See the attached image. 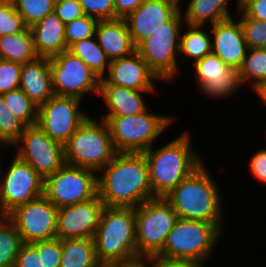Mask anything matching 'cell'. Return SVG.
<instances>
[{"label": "cell", "instance_id": "6da1fadb", "mask_svg": "<svg viewBox=\"0 0 266 267\" xmlns=\"http://www.w3.org/2000/svg\"><path fill=\"white\" fill-rule=\"evenodd\" d=\"M207 164L204 161L164 198L173 207L178 218L211 222L224 234L228 218L224 207L226 198L222 194V184L215 178L212 170L209 171L210 166Z\"/></svg>", "mask_w": 266, "mask_h": 267}, {"label": "cell", "instance_id": "7a4b0ae2", "mask_svg": "<svg viewBox=\"0 0 266 267\" xmlns=\"http://www.w3.org/2000/svg\"><path fill=\"white\" fill-rule=\"evenodd\" d=\"M97 188L106 207L135 208L155 198L144 153L117 152L97 174Z\"/></svg>", "mask_w": 266, "mask_h": 267}, {"label": "cell", "instance_id": "3957f363", "mask_svg": "<svg viewBox=\"0 0 266 267\" xmlns=\"http://www.w3.org/2000/svg\"><path fill=\"white\" fill-rule=\"evenodd\" d=\"M191 130L160 144L157 142L144 153L147 159L151 189L155 197H165L185 177L189 176L204 161L203 154L195 149ZM159 145V146H158ZM199 150V151H198Z\"/></svg>", "mask_w": 266, "mask_h": 267}, {"label": "cell", "instance_id": "277c9868", "mask_svg": "<svg viewBox=\"0 0 266 267\" xmlns=\"http://www.w3.org/2000/svg\"><path fill=\"white\" fill-rule=\"evenodd\" d=\"M152 108L150 105L144 112L133 116H97L107 123L116 152L143 153L178 122L177 113L172 115L164 111V114Z\"/></svg>", "mask_w": 266, "mask_h": 267}, {"label": "cell", "instance_id": "5b68a950", "mask_svg": "<svg viewBox=\"0 0 266 267\" xmlns=\"http://www.w3.org/2000/svg\"><path fill=\"white\" fill-rule=\"evenodd\" d=\"M94 242L102 266L137 257L134 208L105 206Z\"/></svg>", "mask_w": 266, "mask_h": 267}, {"label": "cell", "instance_id": "8992f818", "mask_svg": "<svg viewBox=\"0 0 266 267\" xmlns=\"http://www.w3.org/2000/svg\"><path fill=\"white\" fill-rule=\"evenodd\" d=\"M223 234L213 223L178 218L158 254L171 259H187L208 266L222 242Z\"/></svg>", "mask_w": 266, "mask_h": 267}, {"label": "cell", "instance_id": "52a82bcc", "mask_svg": "<svg viewBox=\"0 0 266 267\" xmlns=\"http://www.w3.org/2000/svg\"><path fill=\"white\" fill-rule=\"evenodd\" d=\"M64 153L67 165L90 169L98 174L117 152L107 123L91 115L69 137Z\"/></svg>", "mask_w": 266, "mask_h": 267}, {"label": "cell", "instance_id": "ba28073f", "mask_svg": "<svg viewBox=\"0 0 266 267\" xmlns=\"http://www.w3.org/2000/svg\"><path fill=\"white\" fill-rule=\"evenodd\" d=\"M185 21L181 10L167 22V27L146 38L136 51L142 56L148 67L156 74L163 84H172L178 77H182L180 66V33ZM182 70V71H181ZM181 71V72H180Z\"/></svg>", "mask_w": 266, "mask_h": 267}, {"label": "cell", "instance_id": "9c48e42d", "mask_svg": "<svg viewBox=\"0 0 266 267\" xmlns=\"http://www.w3.org/2000/svg\"><path fill=\"white\" fill-rule=\"evenodd\" d=\"M135 236L138 256L158 255L168 233L178 219L164 197H155L134 208Z\"/></svg>", "mask_w": 266, "mask_h": 267}, {"label": "cell", "instance_id": "30bf717a", "mask_svg": "<svg viewBox=\"0 0 266 267\" xmlns=\"http://www.w3.org/2000/svg\"><path fill=\"white\" fill-rule=\"evenodd\" d=\"M9 156L12 157L7 162L0 154V216L44 195V178L14 153Z\"/></svg>", "mask_w": 266, "mask_h": 267}, {"label": "cell", "instance_id": "8fae6325", "mask_svg": "<svg viewBox=\"0 0 266 267\" xmlns=\"http://www.w3.org/2000/svg\"><path fill=\"white\" fill-rule=\"evenodd\" d=\"M49 64L54 95L75 97L82 101H86L88 95H92V100L93 95L98 98L101 78L80 58L66 50L50 58Z\"/></svg>", "mask_w": 266, "mask_h": 267}, {"label": "cell", "instance_id": "7c38bea8", "mask_svg": "<svg viewBox=\"0 0 266 267\" xmlns=\"http://www.w3.org/2000/svg\"><path fill=\"white\" fill-rule=\"evenodd\" d=\"M98 194L97 173L65 164L44 179V196L58 209L82 203Z\"/></svg>", "mask_w": 266, "mask_h": 267}, {"label": "cell", "instance_id": "4fadbf2b", "mask_svg": "<svg viewBox=\"0 0 266 267\" xmlns=\"http://www.w3.org/2000/svg\"><path fill=\"white\" fill-rule=\"evenodd\" d=\"M192 79L202 96L210 101H215L217 104L219 100L225 101L229 98H236L245 89L242 83L239 70L228 67L218 55L213 52L207 54L201 60L196 61L191 67ZM193 73V74H192ZM240 90V91H239ZM240 92V93H239ZM238 94V95H237ZM218 99V100H217ZM217 102V103H216Z\"/></svg>", "mask_w": 266, "mask_h": 267}, {"label": "cell", "instance_id": "5bb4252c", "mask_svg": "<svg viewBox=\"0 0 266 267\" xmlns=\"http://www.w3.org/2000/svg\"><path fill=\"white\" fill-rule=\"evenodd\" d=\"M83 102L75 97L53 95L38 108L36 125L64 146L77 128L93 115L87 112Z\"/></svg>", "mask_w": 266, "mask_h": 267}, {"label": "cell", "instance_id": "9a60e30c", "mask_svg": "<svg viewBox=\"0 0 266 267\" xmlns=\"http://www.w3.org/2000/svg\"><path fill=\"white\" fill-rule=\"evenodd\" d=\"M11 149L44 179L66 164L64 146L51 139L37 125L27 126L8 151Z\"/></svg>", "mask_w": 266, "mask_h": 267}, {"label": "cell", "instance_id": "2e32d148", "mask_svg": "<svg viewBox=\"0 0 266 267\" xmlns=\"http://www.w3.org/2000/svg\"><path fill=\"white\" fill-rule=\"evenodd\" d=\"M7 217L25 244L57 237L58 208L44 195L16 207Z\"/></svg>", "mask_w": 266, "mask_h": 267}, {"label": "cell", "instance_id": "e0dca14e", "mask_svg": "<svg viewBox=\"0 0 266 267\" xmlns=\"http://www.w3.org/2000/svg\"><path fill=\"white\" fill-rule=\"evenodd\" d=\"M104 207L97 194L88 201L59 208L57 238H94Z\"/></svg>", "mask_w": 266, "mask_h": 267}, {"label": "cell", "instance_id": "ac0fdd59", "mask_svg": "<svg viewBox=\"0 0 266 267\" xmlns=\"http://www.w3.org/2000/svg\"><path fill=\"white\" fill-rule=\"evenodd\" d=\"M162 81L148 67L142 56L134 51L131 55L110 61L107 73L100 85H116L139 91H158Z\"/></svg>", "mask_w": 266, "mask_h": 267}, {"label": "cell", "instance_id": "d6986e66", "mask_svg": "<svg viewBox=\"0 0 266 267\" xmlns=\"http://www.w3.org/2000/svg\"><path fill=\"white\" fill-rule=\"evenodd\" d=\"M180 10L164 0H146L125 18L133 45L137 47L146 38L169 22Z\"/></svg>", "mask_w": 266, "mask_h": 267}, {"label": "cell", "instance_id": "ffe728a7", "mask_svg": "<svg viewBox=\"0 0 266 267\" xmlns=\"http://www.w3.org/2000/svg\"><path fill=\"white\" fill-rule=\"evenodd\" d=\"M212 38V52L230 68L239 69L248 51L239 18L219 21L209 26Z\"/></svg>", "mask_w": 266, "mask_h": 267}, {"label": "cell", "instance_id": "44dd1931", "mask_svg": "<svg viewBox=\"0 0 266 267\" xmlns=\"http://www.w3.org/2000/svg\"><path fill=\"white\" fill-rule=\"evenodd\" d=\"M157 97L159 91H139L116 85H100L98 97L103 101L99 117L133 116L144 112L150 105L148 95ZM147 96V97H146ZM146 99V100H145ZM105 105V107H104ZM106 109V110H104ZM106 111V112H105ZM102 115H101V114Z\"/></svg>", "mask_w": 266, "mask_h": 267}, {"label": "cell", "instance_id": "7402d4cb", "mask_svg": "<svg viewBox=\"0 0 266 267\" xmlns=\"http://www.w3.org/2000/svg\"><path fill=\"white\" fill-rule=\"evenodd\" d=\"M19 88L40 107L53 95L49 59L38 57L21 67Z\"/></svg>", "mask_w": 266, "mask_h": 267}, {"label": "cell", "instance_id": "603a6c76", "mask_svg": "<svg viewBox=\"0 0 266 267\" xmlns=\"http://www.w3.org/2000/svg\"><path fill=\"white\" fill-rule=\"evenodd\" d=\"M95 38L110 61L136 51L125 19L99 20Z\"/></svg>", "mask_w": 266, "mask_h": 267}, {"label": "cell", "instance_id": "cb8c5ba5", "mask_svg": "<svg viewBox=\"0 0 266 267\" xmlns=\"http://www.w3.org/2000/svg\"><path fill=\"white\" fill-rule=\"evenodd\" d=\"M30 28L38 57L50 59L68 50L65 39V23L54 11Z\"/></svg>", "mask_w": 266, "mask_h": 267}, {"label": "cell", "instance_id": "d4e9b609", "mask_svg": "<svg viewBox=\"0 0 266 267\" xmlns=\"http://www.w3.org/2000/svg\"><path fill=\"white\" fill-rule=\"evenodd\" d=\"M232 8V0H187L181 12L186 24L210 26L235 16Z\"/></svg>", "mask_w": 266, "mask_h": 267}, {"label": "cell", "instance_id": "484cf974", "mask_svg": "<svg viewBox=\"0 0 266 267\" xmlns=\"http://www.w3.org/2000/svg\"><path fill=\"white\" fill-rule=\"evenodd\" d=\"M210 53H212V38L209 26L185 23L180 33L179 61H181V68L186 65L184 64L186 62L182 61L184 58L188 62L187 65L191 66Z\"/></svg>", "mask_w": 266, "mask_h": 267}, {"label": "cell", "instance_id": "4316f807", "mask_svg": "<svg viewBox=\"0 0 266 267\" xmlns=\"http://www.w3.org/2000/svg\"><path fill=\"white\" fill-rule=\"evenodd\" d=\"M60 267H103L96 256L94 238L61 240Z\"/></svg>", "mask_w": 266, "mask_h": 267}, {"label": "cell", "instance_id": "83f0119b", "mask_svg": "<svg viewBox=\"0 0 266 267\" xmlns=\"http://www.w3.org/2000/svg\"><path fill=\"white\" fill-rule=\"evenodd\" d=\"M38 58L32 30L0 36V59L25 64Z\"/></svg>", "mask_w": 266, "mask_h": 267}, {"label": "cell", "instance_id": "f1b7e54d", "mask_svg": "<svg viewBox=\"0 0 266 267\" xmlns=\"http://www.w3.org/2000/svg\"><path fill=\"white\" fill-rule=\"evenodd\" d=\"M68 51L80 58L99 78L107 73L110 60L95 36L72 44Z\"/></svg>", "mask_w": 266, "mask_h": 267}, {"label": "cell", "instance_id": "f546056e", "mask_svg": "<svg viewBox=\"0 0 266 267\" xmlns=\"http://www.w3.org/2000/svg\"><path fill=\"white\" fill-rule=\"evenodd\" d=\"M23 244L15 224L7 216H0V267H15Z\"/></svg>", "mask_w": 266, "mask_h": 267}, {"label": "cell", "instance_id": "4dcf8cb0", "mask_svg": "<svg viewBox=\"0 0 266 267\" xmlns=\"http://www.w3.org/2000/svg\"><path fill=\"white\" fill-rule=\"evenodd\" d=\"M245 89L266 80V48H249L238 69Z\"/></svg>", "mask_w": 266, "mask_h": 267}, {"label": "cell", "instance_id": "1f68e13d", "mask_svg": "<svg viewBox=\"0 0 266 267\" xmlns=\"http://www.w3.org/2000/svg\"><path fill=\"white\" fill-rule=\"evenodd\" d=\"M7 109L26 126L37 123L38 107L20 89L2 94Z\"/></svg>", "mask_w": 266, "mask_h": 267}, {"label": "cell", "instance_id": "d6a6232c", "mask_svg": "<svg viewBox=\"0 0 266 267\" xmlns=\"http://www.w3.org/2000/svg\"><path fill=\"white\" fill-rule=\"evenodd\" d=\"M26 127L22 121L7 109L3 96L0 94V146L3 149H10L20 138Z\"/></svg>", "mask_w": 266, "mask_h": 267}, {"label": "cell", "instance_id": "836d02e7", "mask_svg": "<svg viewBox=\"0 0 266 267\" xmlns=\"http://www.w3.org/2000/svg\"><path fill=\"white\" fill-rule=\"evenodd\" d=\"M54 2L55 0H15L13 4L25 24L31 27L54 11Z\"/></svg>", "mask_w": 266, "mask_h": 267}, {"label": "cell", "instance_id": "e575fe53", "mask_svg": "<svg viewBox=\"0 0 266 267\" xmlns=\"http://www.w3.org/2000/svg\"><path fill=\"white\" fill-rule=\"evenodd\" d=\"M98 21L99 20H97L96 18L83 15L80 18L66 23L65 39L67 47L69 48L72 44L83 39L94 37Z\"/></svg>", "mask_w": 266, "mask_h": 267}, {"label": "cell", "instance_id": "d590c367", "mask_svg": "<svg viewBox=\"0 0 266 267\" xmlns=\"http://www.w3.org/2000/svg\"><path fill=\"white\" fill-rule=\"evenodd\" d=\"M248 48H266V21L251 19L242 11L236 13Z\"/></svg>", "mask_w": 266, "mask_h": 267}, {"label": "cell", "instance_id": "8d00e7d4", "mask_svg": "<svg viewBox=\"0 0 266 267\" xmlns=\"http://www.w3.org/2000/svg\"><path fill=\"white\" fill-rule=\"evenodd\" d=\"M27 27L13 3H0V36L16 34Z\"/></svg>", "mask_w": 266, "mask_h": 267}, {"label": "cell", "instance_id": "74e56055", "mask_svg": "<svg viewBox=\"0 0 266 267\" xmlns=\"http://www.w3.org/2000/svg\"><path fill=\"white\" fill-rule=\"evenodd\" d=\"M41 254L42 267H60L61 263V239L53 238L31 243Z\"/></svg>", "mask_w": 266, "mask_h": 267}, {"label": "cell", "instance_id": "f35d334b", "mask_svg": "<svg viewBox=\"0 0 266 267\" xmlns=\"http://www.w3.org/2000/svg\"><path fill=\"white\" fill-rule=\"evenodd\" d=\"M22 64L0 59V94L18 89Z\"/></svg>", "mask_w": 266, "mask_h": 267}, {"label": "cell", "instance_id": "ab89813d", "mask_svg": "<svg viewBox=\"0 0 266 267\" xmlns=\"http://www.w3.org/2000/svg\"><path fill=\"white\" fill-rule=\"evenodd\" d=\"M84 15L97 20L115 19L114 0H79Z\"/></svg>", "mask_w": 266, "mask_h": 267}, {"label": "cell", "instance_id": "60d3db41", "mask_svg": "<svg viewBox=\"0 0 266 267\" xmlns=\"http://www.w3.org/2000/svg\"><path fill=\"white\" fill-rule=\"evenodd\" d=\"M266 145V140H265ZM263 148H259L258 151L252 153L251 157L248 159V166L249 175L251 174V178H255L259 184L266 186V146Z\"/></svg>", "mask_w": 266, "mask_h": 267}, {"label": "cell", "instance_id": "b9f144b4", "mask_svg": "<svg viewBox=\"0 0 266 267\" xmlns=\"http://www.w3.org/2000/svg\"><path fill=\"white\" fill-rule=\"evenodd\" d=\"M54 12L65 24L84 15L79 0H55Z\"/></svg>", "mask_w": 266, "mask_h": 267}, {"label": "cell", "instance_id": "7bdbcfd3", "mask_svg": "<svg viewBox=\"0 0 266 267\" xmlns=\"http://www.w3.org/2000/svg\"><path fill=\"white\" fill-rule=\"evenodd\" d=\"M15 267H42L41 254L31 244H23L18 252Z\"/></svg>", "mask_w": 266, "mask_h": 267}, {"label": "cell", "instance_id": "ee69618b", "mask_svg": "<svg viewBox=\"0 0 266 267\" xmlns=\"http://www.w3.org/2000/svg\"><path fill=\"white\" fill-rule=\"evenodd\" d=\"M151 267H206L205 264L187 259H171L163 256H151Z\"/></svg>", "mask_w": 266, "mask_h": 267}, {"label": "cell", "instance_id": "f6af8a7d", "mask_svg": "<svg viewBox=\"0 0 266 267\" xmlns=\"http://www.w3.org/2000/svg\"><path fill=\"white\" fill-rule=\"evenodd\" d=\"M146 0H114L115 19H125Z\"/></svg>", "mask_w": 266, "mask_h": 267}, {"label": "cell", "instance_id": "bcb514c9", "mask_svg": "<svg viewBox=\"0 0 266 267\" xmlns=\"http://www.w3.org/2000/svg\"><path fill=\"white\" fill-rule=\"evenodd\" d=\"M242 12L251 19L266 21V0L253 1Z\"/></svg>", "mask_w": 266, "mask_h": 267}, {"label": "cell", "instance_id": "7dc6e473", "mask_svg": "<svg viewBox=\"0 0 266 267\" xmlns=\"http://www.w3.org/2000/svg\"><path fill=\"white\" fill-rule=\"evenodd\" d=\"M106 267H151V256H137L128 260L113 262Z\"/></svg>", "mask_w": 266, "mask_h": 267}, {"label": "cell", "instance_id": "c3c4849f", "mask_svg": "<svg viewBox=\"0 0 266 267\" xmlns=\"http://www.w3.org/2000/svg\"><path fill=\"white\" fill-rule=\"evenodd\" d=\"M250 90L253 92L252 94L255 93V95H257L255 96L257 97L256 100L259 99L260 104L262 103L261 106L266 107V80L260 81Z\"/></svg>", "mask_w": 266, "mask_h": 267}, {"label": "cell", "instance_id": "681fc988", "mask_svg": "<svg viewBox=\"0 0 266 267\" xmlns=\"http://www.w3.org/2000/svg\"><path fill=\"white\" fill-rule=\"evenodd\" d=\"M232 1L234 3L233 5H235L236 7L233 8V11H235V13H238L241 12L246 6H248L251 2L255 0H232Z\"/></svg>", "mask_w": 266, "mask_h": 267}, {"label": "cell", "instance_id": "f907efd6", "mask_svg": "<svg viewBox=\"0 0 266 267\" xmlns=\"http://www.w3.org/2000/svg\"><path fill=\"white\" fill-rule=\"evenodd\" d=\"M172 5L176 6L179 10H181L184 5L187 3V0H164ZM186 1V3H184Z\"/></svg>", "mask_w": 266, "mask_h": 267}, {"label": "cell", "instance_id": "816d5d0a", "mask_svg": "<svg viewBox=\"0 0 266 267\" xmlns=\"http://www.w3.org/2000/svg\"><path fill=\"white\" fill-rule=\"evenodd\" d=\"M15 0H0V3H14Z\"/></svg>", "mask_w": 266, "mask_h": 267}, {"label": "cell", "instance_id": "f5cc1de1", "mask_svg": "<svg viewBox=\"0 0 266 267\" xmlns=\"http://www.w3.org/2000/svg\"><path fill=\"white\" fill-rule=\"evenodd\" d=\"M4 150V151H3ZM5 151H7V149H3L1 146H0V154L3 152L4 154L6 153Z\"/></svg>", "mask_w": 266, "mask_h": 267}]
</instances>
